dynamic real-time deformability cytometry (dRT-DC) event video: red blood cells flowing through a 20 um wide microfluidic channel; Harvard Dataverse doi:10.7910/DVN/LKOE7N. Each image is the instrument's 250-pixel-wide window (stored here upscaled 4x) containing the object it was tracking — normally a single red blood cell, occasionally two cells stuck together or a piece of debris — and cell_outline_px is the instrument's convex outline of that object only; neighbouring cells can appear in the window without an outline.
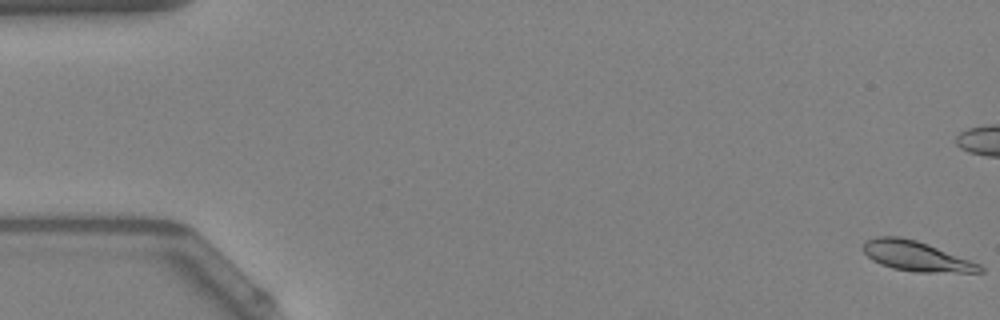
{"species": "Egyptian fruit bat (a non-hibernating species)", "species_latin": "Rousettus aegyptiacus", "temperature_condition": "warm", "stored_images_in_passage": 54, "camera_frame_rate_fps": 3000, "um_per_image_px": 0.085, "animal": {"sex": "female"}, "frame": {"image": 1, "passage_image": 1, "time_ms": 0.0, "image_size_px": [1000, 320], "cell_outline_px": [[984, 272], [916, 272], [892, 268], [880, 264], [872, 260], [864, 252], [864, 240], [876, 236], [900, 236], [916, 240], [928, 244], [980, 264], [984, 268]], "centroid_in_image_um": [77.85, 21.76], "position_along_channel_um": 7.1, "area_um2": 20.29}}
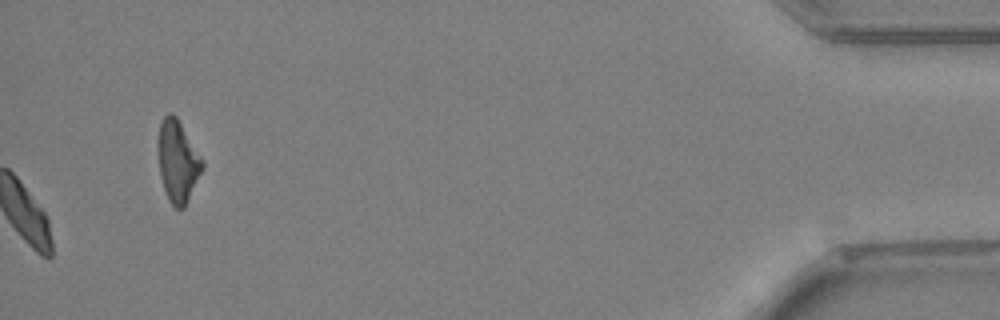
{"frame": {"image": 2, "passage_image": 54, "time_ms": 17.667, "image_size_px": [1000, 320], "cell_outline_px": [[204, 168], [184, 208], [176, 208], [168, 200], [160, 176], [160, 124], [164, 116], [168, 112], [172, 112], [176, 116], [204, 160]], "centroid_in_image_um": [15.15, 13.72], "position_along_channel_um": 420.0, "area_um2": 20.63}, "authors_computed_cell_mechanics": {"area_um2": 20.6346, "velocity_mm_per_s": 3.8897, "shape_relaxation_time_tau1_ms": 3.4912, "shape_relaxation_time_tau2_ms": 1.9585, "deformation_change_tau1": 0.1289, "deformation_change_tau2": 0.0462}}